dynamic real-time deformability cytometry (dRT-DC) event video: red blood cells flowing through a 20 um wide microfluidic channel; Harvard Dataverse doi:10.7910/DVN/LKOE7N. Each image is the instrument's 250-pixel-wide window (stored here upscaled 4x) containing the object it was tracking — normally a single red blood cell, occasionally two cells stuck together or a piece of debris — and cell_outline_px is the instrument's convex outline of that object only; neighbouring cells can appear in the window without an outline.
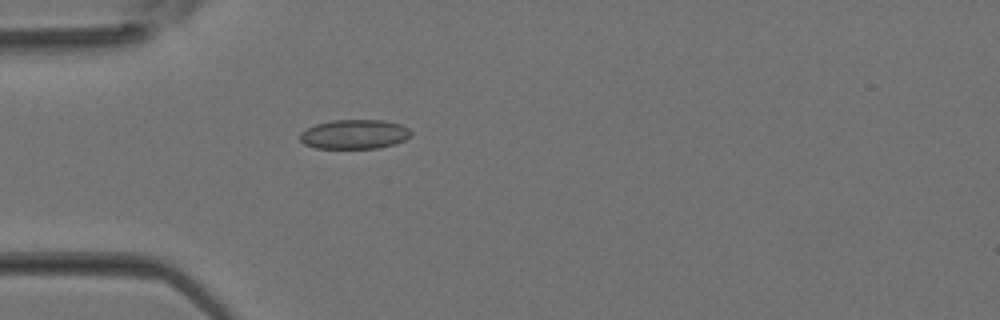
{"species": "Egyptian fruit bat (a non-hibernating species)", "species_latin": "Rousettus aegyptiacus", "temperature_condition": "room temperature", "stored_images_in_passage": 3, "camera_frame_rate_fps": 3000, "um_per_image_px": 0.085, "animal": {"sex": "female"}, "frame": {"image": 1, "passage_image": 3, "time_ms": 0.667, "image_size_px": [1000, 320], "cell_outline_px": [[412, 136], [404, 140], [392, 144], [376, 148], [316, 148], [304, 144], [300, 140], [300, 132], [316, 124], [332, 120], [384, 120], [400, 124], [408, 128], [412, 132]], "centroid_in_image_um": [30.13, 11.4], "position_along_channel_um": 54.9, "area_um2": 18.96}}